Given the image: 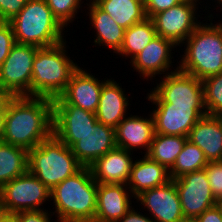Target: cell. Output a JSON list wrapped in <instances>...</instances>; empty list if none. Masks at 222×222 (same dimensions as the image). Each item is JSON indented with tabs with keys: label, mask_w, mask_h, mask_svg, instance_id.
I'll return each mask as SVG.
<instances>
[{
	"label": "cell",
	"mask_w": 222,
	"mask_h": 222,
	"mask_svg": "<svg viewBox=\"0 0 222 222\" xmlns=\"http://www.w3.org/2000/svg\"><path fill=\"white\" fill-rule=\"evenodd\" d=\"M0 193L7 213L42 210L40 205L49 201L51 190L27 171L5 184Z\"/></svg>",
	"instance_id": "9"
},
{
	"label": "cell",
	"mask_w": 222,
	"mask_h": 222,
	"mask_svg": "<svg viewBox=\"0 0 222 222\" xmlns=\"http://www.w3.org/2000/svg\"><path fill=\"white\" fill-rule=\"evenodd\" d=\"M198 1H181L169 9L153 15L151 19L157 35L167 38L181 47L200 24L195 17Z\"/></svg>",
	"instance_id": "10"
},
{
	"label": "cell",
	"mask_w": 222,
	"mask_h": 222,
	"mask_svg": "<svg viewBox=\"0 0 222 222\" xmlns=\"http://www.w3.org/2000/svg\"><path fill=\"white\" fill-rule=\"evenodd\" d=\"M53 101V134L70 148L97 122L95 113L68 104L61 96Z\"/></svg>",
	"instance_id": "11"
},
{
	"label": "cell",
	"mask_w": 222,
	"mask_h": 222,
	"mask_svg": "<svg viewBox=\"0 0 222 222\" xmlns=\"http://www.w3.org/2000/svg\"><path fill=\"white\" fill-rule=\"evenodd\" d=\"M180 0H147L145 3V13L148 18L165 11L180 3Z\"/></svg>",
	"instance_id": "35"
},
{
	"label": "cell",
	"mask_w": 222,
	"mask_h": 222,
	"mask_svg": "<svg viewBox=\"0 0 222 222\" xmlns=\"http://www.w3.org/2000/svg\"><path fill=\"white\" fill-rule=\"evenodd\" d=\"M28 171V151L0 142V189L14 178Z\"/></svg>",
	"instance_id": "26"
},
{
	"label": "cell",
	"mask_w": 222,
	"mask_h": 222,
	"mask_svg": "<svg viewBox=\"0 0 222 222\" xmlns=\"http://www.w3.org/2000/svg\"><path fill=\"white\" fill-rule=\"evenodd\" d=\"M199 222H222V215L217 205L206 209L197 217Z\"/></svg>",
	"instance_id": "37"
},
{
	"label": "cell",
	"mask_w": 222,
	"mask_h": 222,
	"mask_svg": "<svg viewBox=\"0 0 222 222\" xmlns=\"http://www.w3.org/2000/svg\"><path fill=\"white\" fill-rule=\"evenodd\" d=\"M214 198L222 200V161L208 162L204 167Z\"/></svg>",
	"instance_id": "32"
},
{
	"label": "cell",
	"mask_w": 222,
	"mask_h": 222,
	"mask_svg": "<svg viewBox=\"0 0 222 222\" xmlns=\"http://www.w3.org/2000/svg\"><path fill=\"white\" fill-rule=\"evenodd\" d=\"M89 6V19L96 30L95 45L107 46L114 53H118L124 41L125 29L119 26L114 19L105 11L100 9L92 0Z\"/></svg>",
	"instance_id": "24"
},
{
	"label": "cell",
	"mask_w": 222,
	"mask_h": 222,
	"mask_svg": "<svg viewBox=\"0 0 222 222\" xmlns=\"http://www.w3.org/2000/svg\"><path fill=\"white\" fill-rule=\"evenodd\" d=\"M170 180L169 170L164 165L144 155L142 159L133 161L127 186L135 198L141 192L162 186Z\"/></svg>",
	"instance_id": "23"
},
{
	"label": "cell",
	"mask_w": 222,
	"mask_h": 222,
	"mask_svg": "<svg viewBox=\"0 0 222 222\" xmlns=\"http://www.w3.org/2000/svg\"><path fill=\"white\" fill-rule=\"evenodd\" d=\"M117 222H154V220L146 215H142L139 211L134 210L131 208L121 219Z\"/></svg>",
	"instance_id": "38"
},
{
	"label": "cell",
	"mask_w": 222,
	"mask_h": 222,
	"mask_svg": "<svg viewBox=\"0 0 222 222\" xmlns=\"http://www.w3.org/2000/svg\"><path fill=\"white\" fill-rule=\"evenodd\" d=\"M79 67L60 95L68 104L96 113L103 81Z\"/></svg>",
	"instance_id": "18"
},
{
	"label": "cell",
	"mask_w": 222,
	"mask_h": 222,
	"mask_svg": "<svg viewBox=\"0 0 222 222\" xmlns=\"http://www.w3.org/2000/svg\"><path fill=\"white\" fill-rule=\"evenodd\" d=\"M177 188L184 217L197 218L206 209L217 204L205 169L173 179Z\"/></svg>",
	"instance_id": "12"
},
{
	"label": "cell",
	"mask_w": 222,
	"mask_h": 222,
	"mask_svg": "<svg viewBox=\"0 0 222 222\" xmlns=\"http://www.w3.org/2000/svg\"><path fill=\"white\" fill-rule=\"evenodd\" d=\"M46 3L53 15L64 27H67L76 18L75 15L83 2L82 0H46Z\"/></svg>",
	"instance_id": "31"
},
{
	"label": "cell",
	"mask_w": 222,
	"mask_h": 222,
	"mask_svg": "<svg viewBox=\"0 0 222 222\" xmlns=\"http://www.w3.org/2000/svg\"><path fill=\"white\" fill-rule=\"evenodd\" d=\"M187 140L186 136L155 134L150 149L145 155L169 170L174 165Z\"/></svg>",
	"instance_id": "28"
},
{
	"label": "cell",
	"mask_w": 222,
	"mask_h": 222,
	"mask_svg": "<svg viewBox=\"0 0 222 222\" xmlns=\"http://www.w3.org/2000/svg\"><path fill=\"white\" fill-rule=\"evenodd\" d=\"M53 134V101L48 97H12L5 109L3 142L26 149Z\"/></svg>",
	"instance_id": "1"
},
{
	"label": "cell",
	"mask_w": 222,
	"mask_h": 222,
	"mask_svg": "<svg viewBox=\"0 0 222 222\" xmlns=\"http://www.w3.org/2000/svg\"><path fill=\"white\" fill-rule=\"evenodd\" d=\"M132 154L116 146L89 167L93 179L99 184H127L133 163Z\"/></svg>",
	"instance_id": "17"
},
{
	"label": "cell",
	"mask_w": 222,
	"mask_h": 222,
	"mask_svg": "<svg viewBox=\"0 0 222 222\" xmlns=\"http://www.w3.org/2000/svg\"><path fill=\"white\" fill-rule=\"evenodd\" d=\"M65 41L39 48L33 61L31 96L57 98L66 89L71 76L79 68L66 54Z\"/></svg>",
	"instance_id": "4"
},
{
	"label": "cell",
	"mask_w": 222,
	"mask_h": 222,
	"mask_svg": "<svg viewBox=\"0 0 222 222\" xmlns=\"http://www.w3.org/2000/svg\"><path fill=\"white\" fill-rule=\"evenodd\" d=\"M97 186L89 167L66 178L50 193L59 222H94L97 209Z\"/></svg>",
	"instance_id": "2"
},
{
	"label": "cell",
	"mask_w": 222,
	"mask_h": 222,
	"mask_svg": "<svg viewBox=\"0 0 222 222\" xmlns=\"http://www.w3.org/2000/svg\"><path fill=\"white\" fill-rule=\"evenodd\" d=\"M137 1L143 3L144 5H145V3L147 2V0H137Z\"/></svg>",
	"instance_id": "45"
},
{
	"label": "cell",
	"mask_w": 222,
	"mask_h": 222,
	"mask_svg": "<svg viewBox=\"0 0 222 222\" xmlns=\"http://www.w3.org/2000/svg\"><path fill=\"white\" fill-rule=\"evenodd\" d=\"M84 166L54 134L28 151V171L50 190Z\"/></svg>",
	"instance_id": "6"
},
{
	"label": "cell",
	"mask_w": 222,
	"mask_h": 222,
	"mask_svg": "<svg viewBox=\"0 0 222 222\" xmlns=\"http://www.w3.org/2000/svg\"><path fill=\"white\" fill-rule=\"evenodd\" d=\"M187 138L203 151L208 162L222 161V118L220 116L201 117L192 127Z\"/></svg>",
	"instance_id": "21"
},
{
	"label": "cell",
	"mask_w": 222,
	"mask_h": 222,
	"mask_svg": "<svg viewBox=\"0 0 222 222\" xmlns=\"http://www.w3.org/2000/svg\"><path fill=\"white\" fill-rule=\"evenodd\" d=\"M207 24V25H206ZM200 24L186 43L179 70L203 80L222 73V22Z\"/></svg>",
	"instance_id": "3"
},
{
	"label": "cell",
	"mask_w": 222,
	"mask_h": 222,
	"mask_svg": "<svg viewBox=\"0 0 222 222\" xmlns=\"http://www.w3.org/2000/svg\"><path fill=\"white\" fill-rule=\"evenodd\" d=\"M176 46L173 41L157 35L130 63L133 69L147 80L158 74H169L170 64L173 63L171 51Z\"/></svg>",
	"instance_id": "15"
},
{
	"label": "cell",
	"mask_w": 222,
	"mask_h": 222,
	"mask_svg": "<svg viewBox=\"0 0 222 222\" xmlns=\"http://www.w3.org/2000/svg\"><path fill=\"white\" fill-rule=\"evenodd\" d=\"M5 127V115H0V142L3 140Z\"/></svg>",
	"instance_id": "41"
},
{
	"label": "cell",
	"mask_w": 222,
	"mask_h": 222,
	"mask_svg": "<svg viewBox=\"0 0 222 222\" xmlns=\"http://www.w3.org/2000/svg\"><path fill=\"white\" fill-rule=\"evenodd\" d=\"M27 2L28 0H0V21L9 22Z\"/></svg>",
	"instance_id": "34"
},
{
	"label": "cell",
	"mask_w": 222,
	"mask_h": 222,
	"mask_svg": "<svg viewBox=\"0 0 222 222\" xmlns=\"http://www.w3.org/2000/svg\"><path fill=\"white\" fill-rule=\"evenodd\" d=\"M155 135L154 119L132 114L125 117L115 128L116 146L133 152L144 148L147 154Z\"/></svg>",
	"instance_id": "20"
},
{
	"label": "cell",
	"mask_w": 222,
	"mask_h": 222,
	"mask_svg": "<svg viewBox=\"0 0 222 222\" xmlns=\"http://www.w3.org/2000/svg\"><path fill=\"white\" fill-rule=\"evenodd\" d=\"M216 205L219 207V210H220L221 215H222V200H218Z\"/></svg>",
	"instance_id": "44"
},
{
	"label": "cell",
	"mask_w": 222,
	"mask_h": 222,
	"mask_svg": "<svg viewBox=\"0 0 222 222\" xmlns=\"http://www.w3.org/2000/svg\"><path fill=\"white\" fill-rule=\"evenodd\" d=\"M135 199L147 208L154 222H180L184 218L173 179L162 186L141 192Z\"/></svg>",
	"instance_id": "14"
},
{
	"label": "cell",
	"mask_w": 222,
	"mask_h": 222,
	"mask_svg": "<svg viewBox=\"0 0 222 222\" xmlns=\"http://www.w3.org/2000/svg\"><path fill=\"white\" fill-rule=\"evenodd\" d=\"M152 103H170L190 107H205L202 80L179 70L164 75L153 91L147 94Z\"/></svg>",
	"instance_id": "7"
},
{
	"label": "cell",
	"mask_w": 222,
	"mask_h": 222,
	"mask_svg": "<svg viewBox=\"0 0 222 222\" xmlns=\"http://www.w3.org/2000/svg\"><path fill=\"white\" fill-rule=\"evenodd\" d=\"M207 163L203 151L187 140L174 165L169 169L170 178L176 179L184 174L202 170Z\"/></svg>",
	"instance_id": "29"
},
{
	"label": "cell",
	"mask_w": 222,
	"mask_h": 222,
	"mask_svg": "<svg viewBox=\"0 0 222 222\" xmlns=\"http://www.w3.org/2000/svg\"><path fill=\"white\" fill-rule=\"evenodd\" d=\"M180 222H199L197 218L184 217Z\"/></svg>",
	"instance_id": "43"
},
{
	"label": "cell",
	"mask_w": 222,
	"mask_h": 222,
	"mask_svg": "<svg viewBox=\"0 0 222 222\" xmlns=\"http://www.w3.org/2000/svg\"><path fill=\"white\" fill-rule=\"evenodd\" d=\"M39 47L16 43L0 66V89L12 97L31 96L33 61Z\"/></svg>",
	"instance_id": "8"
},
{
	"label": "cell",
	"mask_w": 222,
	"mask_h": 222,
	"mask_svg": "<svg viewBox=\"0 0 222 222\" xmlns=\"http://www.w3.org/2000/svg\"><path fill=\"white\" fill-rule=\"evenodd\" d=\"M128 105L129 100L124 94L123 88L114 79L104 80L95 113L97 121L115 129L127 116Z\"/></svg>",
	"instance_id": "22"
},
{
	"label": "cell",
	"mask_w": 222,
	"mask_h": 222,
	"mask_svg": "<svg viewBox=\"0 0 222 222\" xmlns=\"http://www.w3.org/2000/svg\"><path fill=\"white\" fill-rule=\"evenodd\" d=\"M12 96L0 89V115H5V109Z\"/></svg>",
	"instance_id": "39"
},
{
	"label": "cell",
	"mask_w": 222,
	"mask_h": 222,
	"mask_svg": "<svg viewBox=\"0 0 222 222\" xmlns=\"http://www.w3.org/2000/svg\"><path fill=\"white\" fill-rule=\"evenodd\" d=\"M7 213L6 209H5V205L0 193V220L3 218V216Z\"/></svg>",
	"instance_id": "42"
},
{
	"label": "cell",
	"mask_w": 222,
	"mask_h": 222,
	"mask_svg": "<svg viewBox=\"0 0 222 222\" xmlns=\"http://www.w3.org/2000/svg\"><path fill=\"white\" fill-rule=\"evenodd\" d=\"M220 5H222V0H217ZM222 7V6H221Z\"/></svg>",
	"instance_id": "46"
},
{
	"label": "cell",
	"mask_w": 222,
	"mask_h": 222,
	"mask_svg": "<svg viewBox=\"0 0 222 222\" xmlns=\"http://www.w3.org/2000/svg\"><path fill=\"white\" fill-rule=\"evenodd\" d=\"M16 44L12 26L9 22H0V66L5 61L12 47Z\"/></svg>",
	"instance_id": "33"
},
{
	"label": "cell",
	"mask_w": 222,
	"mask_h": 222,
	"mask_svg": "<svg viewBox=\"0 0 222 222\" xmlns=\"http://www.w3.org/2000/svg\"><path fill=\"white\" fill-rule=\"evenodd\" d=\"M115 147V129L97 121L93 128L79 137V141L71 149L84 167H90L98 158Z\"/></svg>",
	"instance_id": "16"
},
{
	"label": "cell",
	"mask_w": 222,
	"mask_h": 222,
	"mask_svg": "<svg viewBox=\"0 0 222 222\" xmlns=\"http://www.w3.org/2000/svg\"><path fill=\"white\" fill-rule=\"evenodd\" d=\"M9 23L18 44L45 48L64 41L65 27L53 15L46 0H28Z\"/></svg>",
	"instance_id": "5"
},
{
	"label": "cell",
	"mask_w": 222,
	"mask_h": 222,
	"mask_svg": "<svg viewBox=\"0 0 222 222\" xmlns=\"http://www.w3.org/2000/svg\"><path fill=\"white\" fill-rule=\"evenodd\" d=\"M129 191L127 184L98 183L94 222H117L121 219L132 208L130 197L134 196Z\"/></svg>",
	"instance_id": "19"
},
{
	"label": "cell",
	"mask_w": 222,
	"mask_h": 222,
	"mask_svg": "<svg viewBox=\"0 0 222 222\" xmlns=\"http://www.w3.org/2000/svg\"><path fill=\"white\" fill-rule=\"evenodd\" d=\"M156 36L154 23L151 18L147 17L124 31V41L117 54H122L132 60Z\"/></svg>",
	"instance_id": "27"
},
{
	"label": "cell",
	"mask_w": 222,
	"mask_h": 222,
	"mask_svg": "<svg viewBox=\"0 0 222 222\" xmlns=\"http://www.w3.org/2000/svg\"><path fill=\"white\" fill-rule=\"evenodd\" d=\"M204 106L207 115L222 114V73L202 80Z\"/></svg>",
	"instance_id": "30"
},
{
	"label": "cell",
	"mask_w": 222,
	"mask_h": 222,
	"mask_svg": "<svg viewBox=\"0 0 222 222\" xmlns=\"http://www.w3.org/2000/svg\"><path fill=\"white\" fill-rule=\"evenodd\" d=\"M20 217L21 222H51V214L48 210L21 211L16 213ZM51 216V217H49Z\"/></svg>",
	"instance_id": "36"
},
{
	"label": "cell",
	"mask_w": 222,
	"mask_h": 222,
	"mask_svg": "<svg viewBox=\"0 0 222 222\" xmlns=\"http://www.w3.org/2000/svg\"><path fill=\"white\" fill-rule=\"evenodd\" d=\"M152 104L157 107L150 113L154 119L155 134L187 137L197 121L207 115L205 107Z\"/></svg>",
	"instance_id": "13"
},
{
	"label": "cell",
	"mask_w": 222,
	"mask_h": 222,
	"mask_svg": "<svg viewBox=\"0 0 222 222\" xmlns=\"http://www.w3.org/2000/svg\"><path fill=\"white\" fill-rule=\"evenodd\" d=\"M125 30L147 18L145 5L137 0H92Z\"/></svg>",
	"instance_id": "25"
},
{
	"label": "cell",
	"mask_w": 222,
	"mask_h": 222,
	"mask_svg": "<svg viewBox=\"0 0 222 222\" xmlns=\"http://www.w3.org/2000/svg\"><path fill=\"white\" fill-rule=\"evenodd\" d=\"M0 222H21L20 217L16 213H6Z\"/></svg>",
	"instance_id": "40"
}]
</instances>
